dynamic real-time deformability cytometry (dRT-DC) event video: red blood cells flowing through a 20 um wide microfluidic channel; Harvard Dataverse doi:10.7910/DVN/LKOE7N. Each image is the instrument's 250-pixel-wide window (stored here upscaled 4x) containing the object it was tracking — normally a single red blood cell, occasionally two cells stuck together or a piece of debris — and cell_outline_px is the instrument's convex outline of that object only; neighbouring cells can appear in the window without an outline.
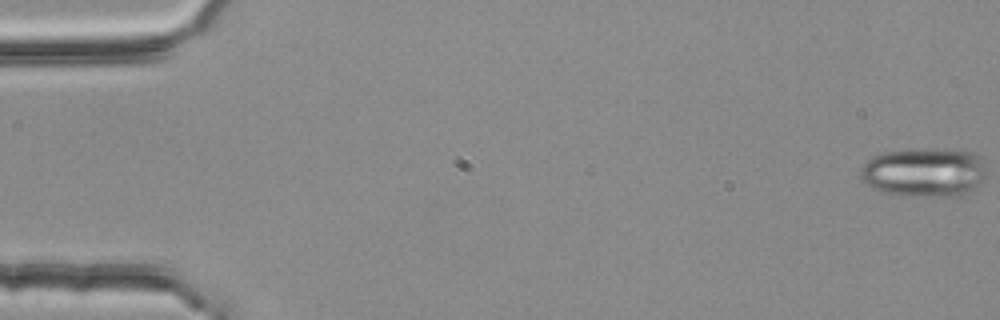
{"species": "common noctule bat (a hibernating species)", "species_latin": "Nyctalus noctula", "temperature_condition": "room temperature", "stored_images_in_passage": 6, "camera_frame_rate_fps": 3000, "um_per_image_px": 0.085, "animal": {"sex": "female", "body_mass_g": 25.1}, "frame": {"image": 1, "passage_image": 1, "time_ms": 0.0, "image_size_px": [1000, 320], "cell_outline_px": [[984, 176], [968, 196], [900, 196], [880, 192], [872, 188], [860, 176], [860, 168], [868, 160], [884, 152], [976, 152], [980, 156], [984, 172]], "centroid_in_image_um": [78.54, 14.74], "position_along_channel_um": 6.5, "area_um2": 34.85}}